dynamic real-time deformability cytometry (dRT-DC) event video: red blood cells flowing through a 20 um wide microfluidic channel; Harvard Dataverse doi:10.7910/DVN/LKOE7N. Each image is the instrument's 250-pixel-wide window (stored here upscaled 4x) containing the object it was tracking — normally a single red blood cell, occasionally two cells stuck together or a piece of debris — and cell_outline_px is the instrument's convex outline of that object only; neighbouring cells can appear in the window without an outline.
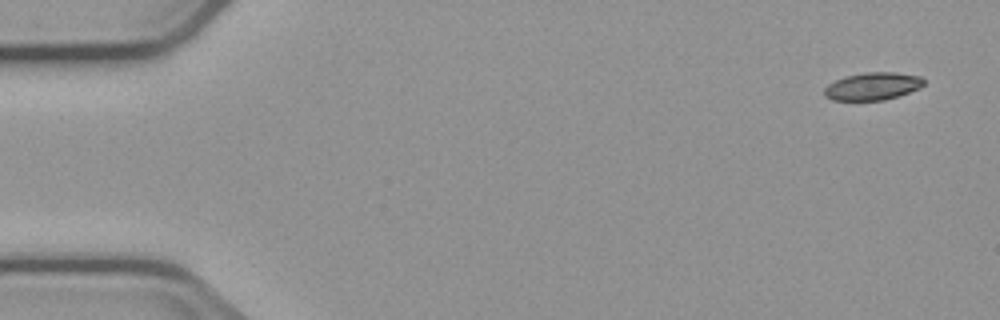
{"species": "common noctule bat (a hibernating species)", "species_latin": "Nyctalus noctula", "temperature_condition": "cold", "stored_images_in_passage": 4, "camera_frame_rate_fps": 3000, "um_per_image_px": 0.085, "animal": {"sex": "male", "body_mass_g": 23.1, "forearm_length_mm": 52.7}, "frame": {"image": 1, "passage_image": 1, "time_ms": 0.0, "image_size_px": [1000, 320], "cell_outline_px": [[924, 84], [920, 88], [884, 100], [832, 100], [824, 96], [824, 88], [828, 84], [844, 76], [864, 72], [896, 72], [920, 76], [924, 80]], "centroid_in_image_um": [74.15, 7.32], "position_along_channel_um": 10.8, "area_um2": 16.01}}
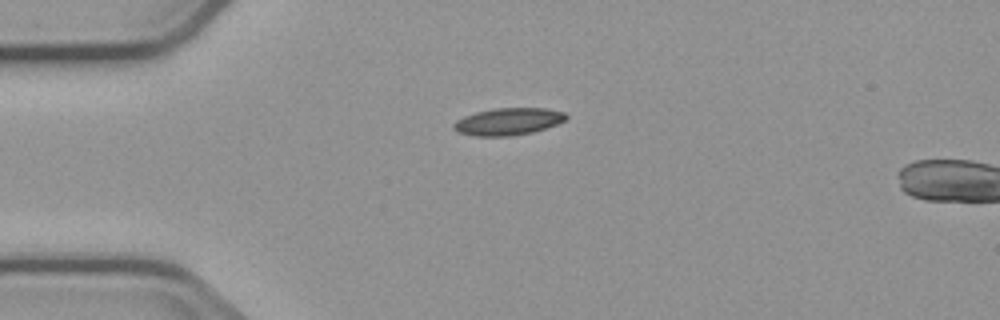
{"frame": {"image": 2, "passage_image": 3, "time_ms": 3.667, "image_size_px": [1000, 320], "cell_outline_px": [[568, 116], [564, 120], [556, 124], [532, 132], [512, 136], [476, 136], [460, 132], [452, 128], [452, 124], [456, 120], [464, 116], [476, 112], [492, 108], [544, 108], [564, 112]], "centroid_in_image_um": [43.16, 10.32], "position_along_channel_um": 41.8, "area_um2": 17.69}}